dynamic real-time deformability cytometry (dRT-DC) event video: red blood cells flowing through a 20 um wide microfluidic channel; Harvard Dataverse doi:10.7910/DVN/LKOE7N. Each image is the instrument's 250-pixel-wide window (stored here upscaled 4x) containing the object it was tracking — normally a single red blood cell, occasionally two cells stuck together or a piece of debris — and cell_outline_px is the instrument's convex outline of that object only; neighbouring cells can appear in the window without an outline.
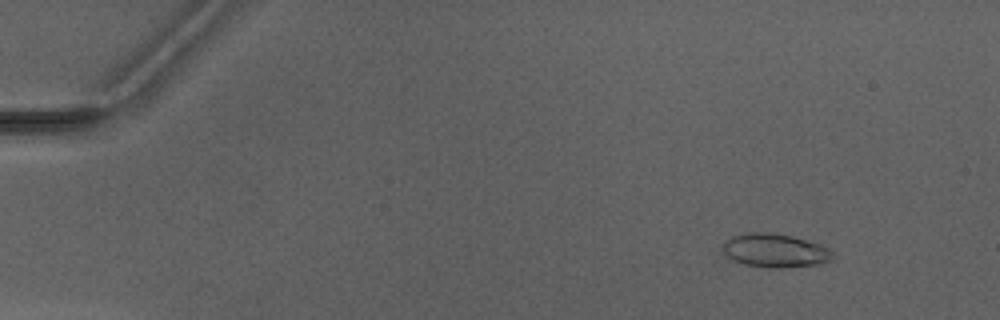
{"species": "Egyptian fruit bat (a non-hibernating species)", "species_latin": "Rousettus aegyptiacus", "temperature_condition": "warm", "stored_images_in_passage": 4, "camera_frame_rate_fps": 3000, "um_per_image_px": 0.085, "animal": {"sex": "male"}, "frame": {"image": 1, "passage_image": 2, "time_ms": 1.0, "image_size_px": [1000, 320], "cell_outline_px": [[832, 256], [828, 260], [820, 264], [784, 268], [768, 268], [744, 264], [732, 260], [724, 252], [724, 240], [732, 236], [756, 232], [768, 232], [792, 236], [820, 244], [828, 248], [832, 252]], "centroid_in_image_um": [65.87, 21.3], "position_along_channel_um": 19.1, "area_um2": 21.39}}